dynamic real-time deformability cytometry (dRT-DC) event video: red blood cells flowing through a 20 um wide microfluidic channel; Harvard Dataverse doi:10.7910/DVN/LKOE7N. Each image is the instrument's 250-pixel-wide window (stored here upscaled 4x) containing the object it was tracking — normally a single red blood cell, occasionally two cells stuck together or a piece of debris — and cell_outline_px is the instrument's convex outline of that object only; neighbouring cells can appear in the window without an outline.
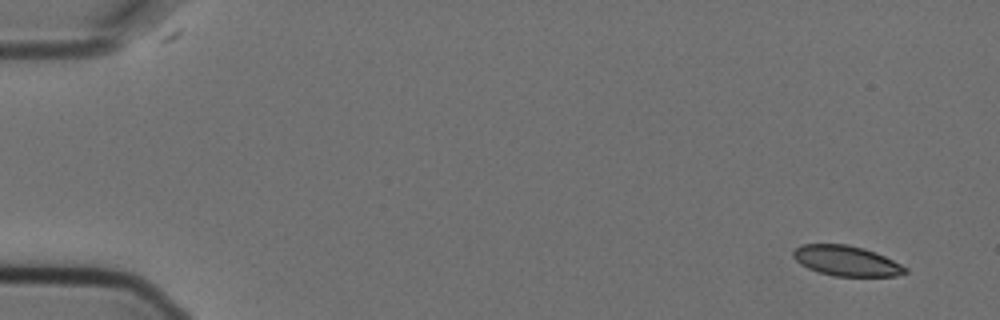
{"species": "Egyptian fruit bat (a non-hibernating species)", "species_latin": "Rousettus aegyptiacus", "temperature_condition": "cold", "stored_images_in_passage": 5, "camera_frame_rate_fps": 3000, "um_per_image_px": 0.085, "animal": {"sex": "female"}, "frame": {"image": 1, "passage_image": 1, "time_ms": 0.0, "image_size_px": [1000, 320], "cell_outline_px": [[908, 272], [896, 276], [836, 276], [820, 272], [808, 268], [800, 264], [792, 256], [792, 252], [796, 248], [804, 244], [848, 244], [864, 248], [884, 256], [908, 268]], "centroid_in_image_um": [71.94, 22.17], "position_along_channel_um": 13.1, "area_um2": 19.59}}
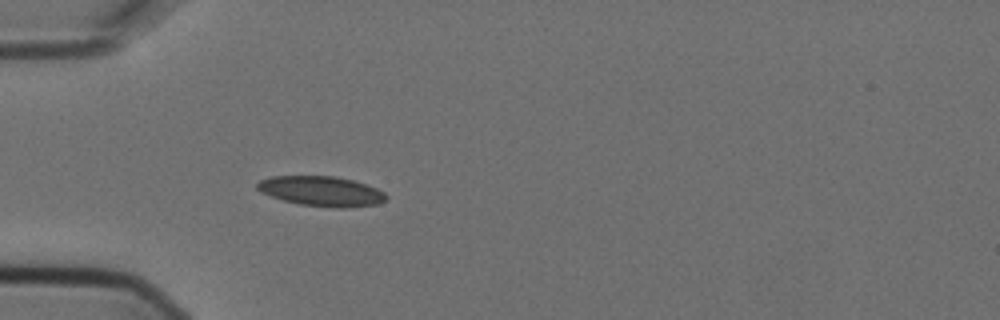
{"frame": {"image": 2, "passage_image": 5, "time_ms": 1.333, "image_size_px": [1000, 320], "cell_outline_px": [[388, 200], [376, 204], [344, 208], [336, 208], [300, 204], [284, 200], [260, 192], [256, 188], [256, 184], [260, 180], [272, 176], [336, 176], [352, 180], [376, 188], [384, 192], [388, 196]], "centroid_in_image_um": [27.33, 16.25], "position_along_channel_um": 57.7, "area_um2": 22.43}}